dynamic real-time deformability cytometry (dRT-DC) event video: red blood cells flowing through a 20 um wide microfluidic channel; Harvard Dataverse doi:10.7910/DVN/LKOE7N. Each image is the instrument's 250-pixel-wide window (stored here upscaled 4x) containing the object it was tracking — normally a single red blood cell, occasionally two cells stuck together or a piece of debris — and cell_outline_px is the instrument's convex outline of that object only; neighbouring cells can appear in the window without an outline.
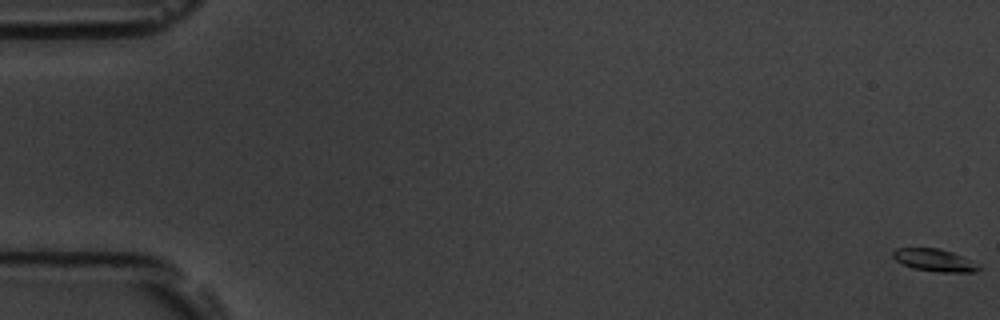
{"species": "common noctule bat (a hibernating species)", "species_latin": "Nyctalus noctula", "temperature_condition": "room temperature", "stored_images_in_passage": 11, "camera_frame_rate_fps": 3000, "um_per_image_px": 0.085, "animal": {"sex": "male", "body_mass_g": 19.5, "forearm_length_mm": 54.6}, "frame": {"image": 1, "passage_image": 1, "time_ms": 0.0, "image_size_px": [1000, 320], "cell_outline_px": [[984, 268], [976, 272], [936, 272], [912, 268], [896, 260], [892, 256], [892, 252], [896, 248], [940, 248], [952, 252], [972, 260]], "centroid_in_image_um": [79.48, 22.12], "position_along_channel_um": 5.5, "area_um2": 11.39}}